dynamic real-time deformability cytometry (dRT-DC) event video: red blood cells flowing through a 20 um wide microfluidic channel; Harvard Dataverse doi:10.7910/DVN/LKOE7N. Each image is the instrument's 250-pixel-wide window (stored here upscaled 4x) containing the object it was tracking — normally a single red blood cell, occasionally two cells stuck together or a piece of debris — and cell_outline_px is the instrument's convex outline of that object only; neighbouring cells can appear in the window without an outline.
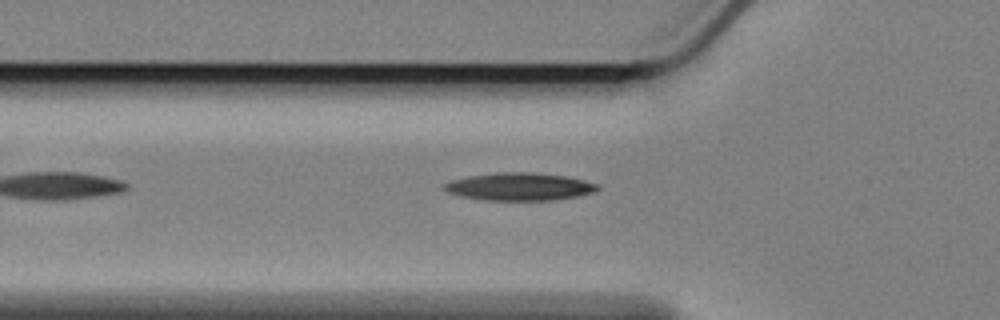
{"species": "Egyptian fruit bat (a non-hibernating species)", "species_latin": "Rousettus aegyptiacus", "temperature_condition": "cold", "stored_images_in_passage": 20, "camera_frame_rate_fps": 3000, "um_per_image_px": 0.085, "animal": {"sex": "female"}, "frame": {"image": 1, "passage_image": 4, "time_ms": 1.0, "image_size_px": [1000, 320], "cell_outline_px": [[600, 188], [592, 192], [576, 196], [556, 200], [484, 200], [460, 196], [448, 192], [444, 188], [444, 184], [452, 180], [468, 176], [500, 172], [532, 172], [564, 176], [584, 180], [600, 184]], "centroid_in_image_um": [44.17, 15.86], "position_along_channel_um": 81.6, "area_um2": 24.62}}
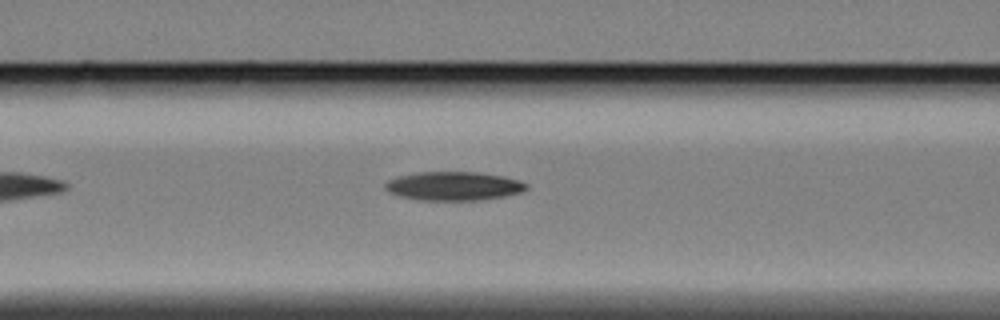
{"frame": {"image": 2, "passage_image": 8, "time_ms": 2.333, "image_size_px": [1000, 320], "cell_outline_px": [[528, 188], [520, 192], [504, 196], [480, 200], [420, 200], [400, 196], [384, 188], [384, 184], [388, 180], [400, 176], [420, 172], [472, 172], [504, 176], [528, 184]], "centroid_in_image_um": [38.56, 15.82], "position_along_channel_um": 128.0, "area_um2": 23.35}}
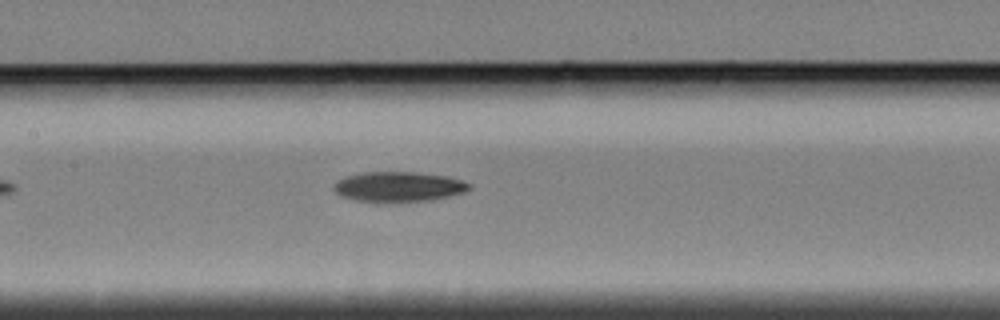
{"frame": {"image": 3, "passage_image": 12, "time_ms": 3.667, "image_size_px": [1000, 320], "cell_outline_px": [[472, 188], [464, 192], [432, 200], [356, 200], [340, 196], [332, 188], [344, 176], [364, 172], [412, 172], [448, 176], [472, 184]], "centroid_in_image_um": [33.91, 15.84], "position_along_channel_um": 173.5, "area_um2": 23.06}}